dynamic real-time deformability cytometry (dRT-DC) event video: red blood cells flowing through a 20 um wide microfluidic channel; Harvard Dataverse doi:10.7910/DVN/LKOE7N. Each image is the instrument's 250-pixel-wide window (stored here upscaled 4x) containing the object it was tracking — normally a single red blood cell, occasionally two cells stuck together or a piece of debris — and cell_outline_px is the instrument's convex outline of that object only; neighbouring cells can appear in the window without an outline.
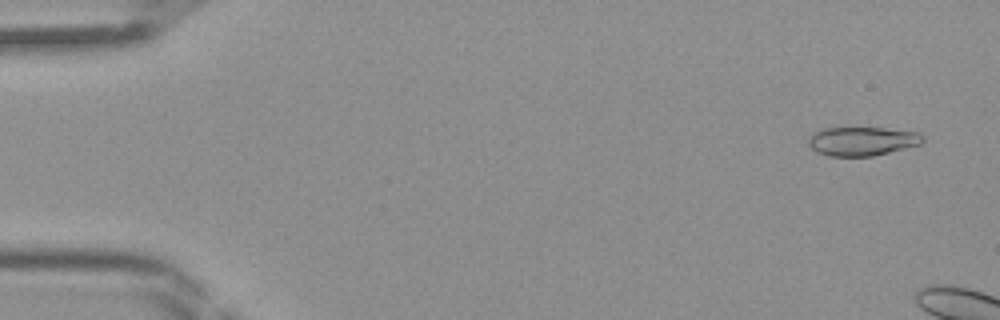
{"species": "Egyptian fruit bat (a non-hibernating species)", "species_latin": "Rousettus aegyptiacus", "temperature_condition": "room temperature", "stored_images_in_passage": 7, "camera_frame_rate_fps": 3000, "um_per_image_px": 0.085, "frame": {"image": 1, "passage_image": 3, "time_ms": 0.667, "image_size_px": [1000, 320], "cell_outline_px": [[924, 140], [920, 144], [872, 156], [828, 156], [816, 152], [808, 144], [808, 140], [816, 132], [824, 128], [884, 128], [920, 132], [924, 136]], "centroid_in_image_um": [73.3, 12.0], "position_along_channel_um": 11.7, "area_um2": 19.07}}